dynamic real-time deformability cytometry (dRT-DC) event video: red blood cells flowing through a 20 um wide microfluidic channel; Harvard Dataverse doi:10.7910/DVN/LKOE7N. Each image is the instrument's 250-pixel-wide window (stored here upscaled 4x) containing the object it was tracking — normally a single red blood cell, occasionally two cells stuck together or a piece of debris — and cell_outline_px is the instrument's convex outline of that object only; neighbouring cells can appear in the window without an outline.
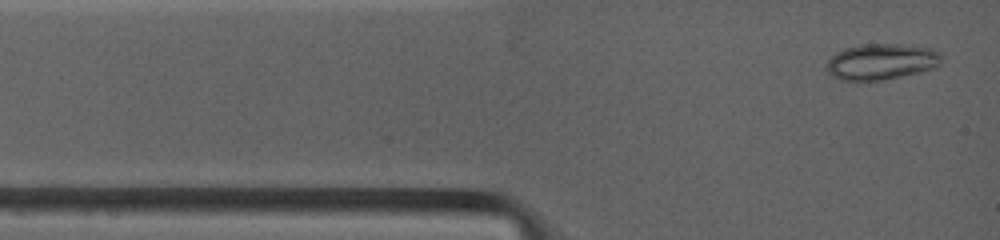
{"species": "common noctule bat (a hibernating species)", "species_latin": "Nyctalus noctula", "temperature_condition": "warm", "stored_images_in_passage": 11, "camera_frame_rate_fps": 4500, "um_per_image_px": 0.085, "animal": {"sex": "female", "body_mass_g": 19.0, "forearm_length_mm": 53.3}, "frame": {"image": 1, "passage_image": 1, "time_ms": 0.0, "image_size_px": [1000, 240], "cell_outline_px": [[944, 56], [940, 64], [932, 68], [900, 76], [880, 80], [840, 80], [832, 76], [828, 72], [824, 64], [836, 52], [844, 48], [864, 44], [896, 44], [932, 48], [940, 52]], "centroid_in_image_um": [74.89, 5.23], "position_along_channel_um": 10.1, "area_um2": 24.04}}
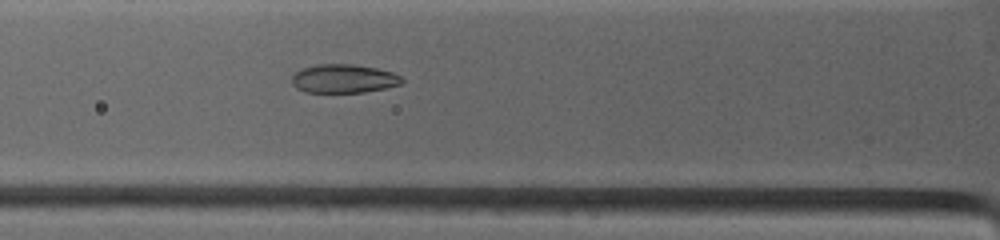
{"frame": {"image": 2, "passage_image": 11, "time_ms": 3.111, "image_size_px": [1000, 240], "cell_outline_px": [[404, 80], [400, 84], [384, 88], [364, 92], [304, 92], [296, 88], [292, 84], [292, 76], [296, 72], [304, 68], [320, 64], [352, 64], [376, 68], [392, 72], [400, 76]], "centroid_in_image_um": [29.2, 6.69], "position_along_channel_um": 96.6, "area_um2": 18.21}}